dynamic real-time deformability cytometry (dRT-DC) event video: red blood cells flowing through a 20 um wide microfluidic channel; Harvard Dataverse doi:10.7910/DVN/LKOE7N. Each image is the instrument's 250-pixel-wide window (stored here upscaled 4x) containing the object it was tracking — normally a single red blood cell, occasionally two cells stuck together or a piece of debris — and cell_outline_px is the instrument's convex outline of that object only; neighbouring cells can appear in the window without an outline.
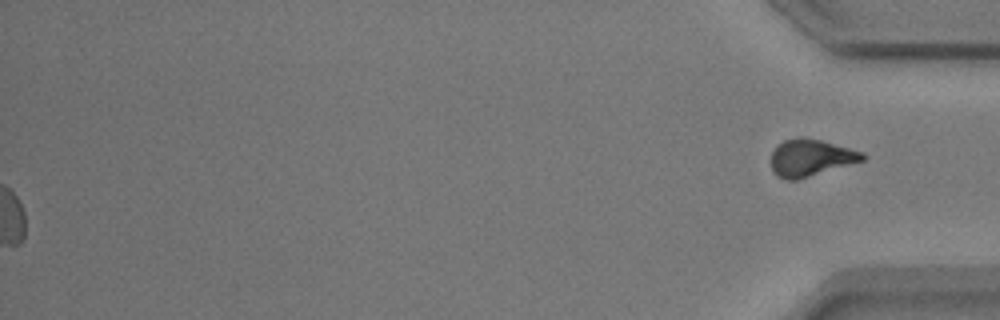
{"species": "common noctule bat (a hibernating species)", "species_latin": "Nyctalus noctula", "temperature_condition": "warm", "stored_images_in_passage": 48, "segment_of_instrument_passage": [2, 2], "camera_frame_rate_fps": 3000, "um_per_image_px": 0.085, "animal": {"sex": "male", "body_mass_g": 17.9}, "frame": {"image": 1, "passage_image": 48, "time_ms": 15.667, "image_size_px": [1000, 320], "cell_outline_px": [[868, 156], [864, 160], [796, 180], [784, 180], [776, 176], [772, 172], [772, 152], [784, 140], [796, 136], [804, 136], [820, 140], [864, 152]], "centroid_in_image_um": [68.9, 13.4], "position_along_channel_um": 366.3, "area_um2": 19.71}}